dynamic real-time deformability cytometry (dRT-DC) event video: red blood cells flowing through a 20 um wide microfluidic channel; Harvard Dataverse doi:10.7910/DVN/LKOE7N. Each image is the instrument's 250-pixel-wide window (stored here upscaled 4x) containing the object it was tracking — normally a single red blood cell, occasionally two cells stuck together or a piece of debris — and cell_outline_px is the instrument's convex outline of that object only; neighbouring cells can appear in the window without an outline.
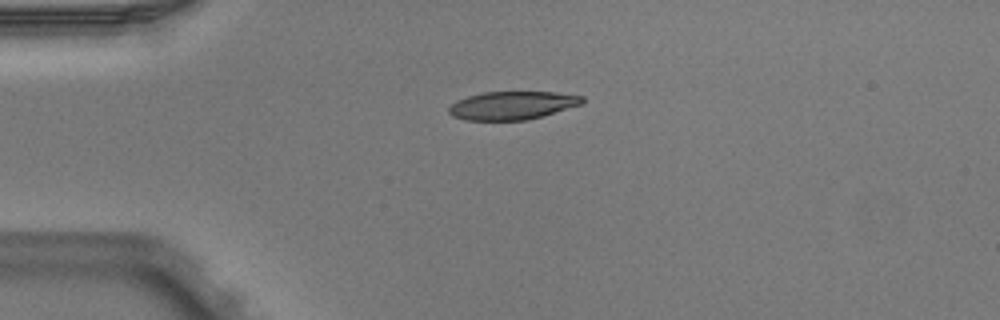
{"species": "Egyptian fruit bat (a non-hibernating species)", "species_latin": "Rousettus aegyptiacus", "temperature_condition": "warm", "stored_images_in_passage": 2, "camera_frame_rate_fps": 3000, "um_per_image_px": 0.085, "animal": {"sex": "male"}, "frame": {"image": 1, "passage_image": 1, "time_ms": 0.0, "image_size_px": [1000, 320], "cell_outline_px": [[584, 100], [580, 104], [540, 116], [524, 120], [464, 120], [452, 116], [448, 112], [448, 108], [456, 100], [468, 96], [484, 92], [552, 92], [584, 96]], "centroid_in_image_um": [43.47, 8.95], "position_along_channel_um": 41.5, "area_um2": 21.62}}